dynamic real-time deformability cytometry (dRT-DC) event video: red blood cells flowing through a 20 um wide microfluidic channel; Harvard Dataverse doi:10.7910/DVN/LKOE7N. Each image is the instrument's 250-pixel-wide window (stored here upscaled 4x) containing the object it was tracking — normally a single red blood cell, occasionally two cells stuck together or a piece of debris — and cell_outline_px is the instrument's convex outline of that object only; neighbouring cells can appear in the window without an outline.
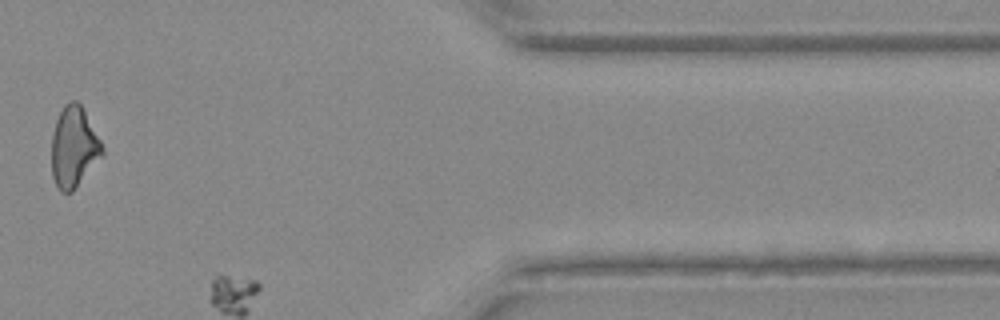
{"species": "Egyptian fruit bat (a non-hibernating species)", "species_latin": "Rousettus aegyptiacus", "temperature_condition": "warm", "stored_images_in_passage": 29, "camera_frame_rate_fps": 3000, "um_per_image_px": 0.085, "animal": {"sex": "female"}, "frame": {"image": 1, "passage_image": 25, "time_ms": 8.0, "image_size_px": [1000, 320], "cell_outline_px": [[104, 156], [72, 192], [60, 192], [52, 176], [52, 136], [56, 120], [64, 104], [72, 100], [76, 100], [80, 104], [100, 140], [104, 148]], "centroid_in_image_um": [6.29, 12.53], "position_along_channel_um": 405.1, "area_um2": 23.81}}